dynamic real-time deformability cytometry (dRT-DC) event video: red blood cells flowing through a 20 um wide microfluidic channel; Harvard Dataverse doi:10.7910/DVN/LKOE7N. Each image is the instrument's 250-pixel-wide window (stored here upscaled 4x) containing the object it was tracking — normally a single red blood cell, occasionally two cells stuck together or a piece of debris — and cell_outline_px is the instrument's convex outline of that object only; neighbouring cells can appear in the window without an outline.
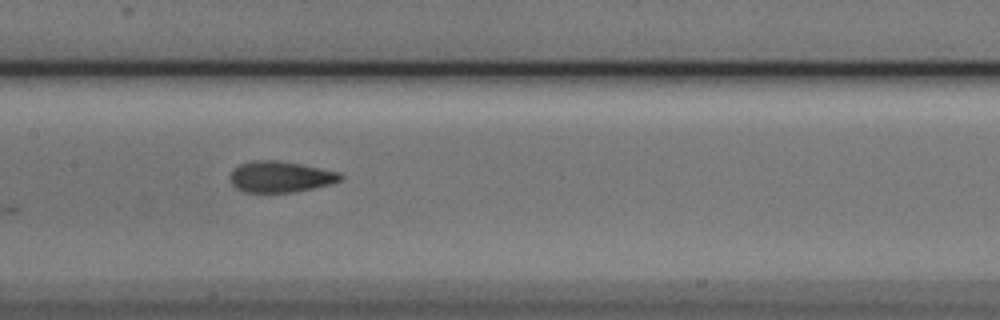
{"species": "Egyptian fruit bat (a non-hibernating species)", "species_latin": "Rousettus aegyptiacus", "temperature_condition": "cold", "stored_images_in_passage": 9, "camera_frame_rate_fps": 3000, "um_per_image_px": 0.085, "animal": {"sex": "male"}, "frame": {"image": 1, "passage_image": 7, "time_ms": 2.0, "image_size_px": [1000, 320], "cell_outline_px": [[344, 180], [312, 188], [292, 192], [244, 192], [236, 188], [232, 184], [228, 176], [232, 168], [240, 164], [252, 160], [276, 160], [300, 164], [340, 172], [344, 176]], "centroid_in_image_um": [23.8, 15.01], "position_along_channel_um": 183.6, "area_um2": 20.11}}
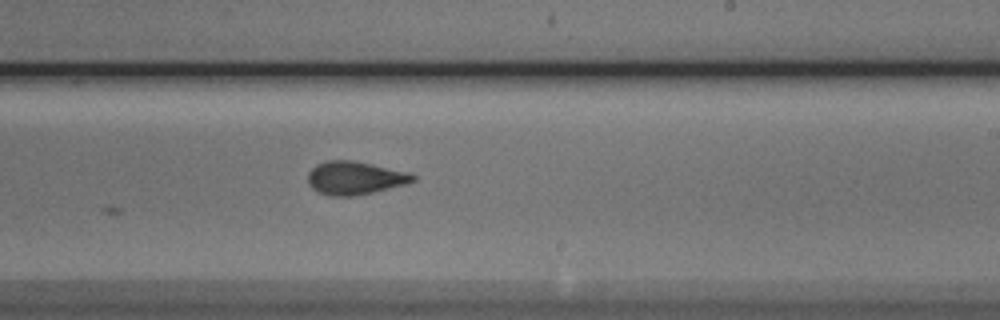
{"frame": {"image": 2, "passage_image": 9, "time_ms": 2.667, "image_size_px": [1000, 320], "cell_outline_px": [[416, 180], [404, 184], [356, 196], [328, 196], [316, 192], [308, 184], [308, 172], [316, 164], [328, 160], [352, 160], [372, 164], [404, 172], [416, 176]], "centroid_in_image_um": [30.08, 15.13], "position_along_channel_um": 258.9, "area_um2": 20.17}}